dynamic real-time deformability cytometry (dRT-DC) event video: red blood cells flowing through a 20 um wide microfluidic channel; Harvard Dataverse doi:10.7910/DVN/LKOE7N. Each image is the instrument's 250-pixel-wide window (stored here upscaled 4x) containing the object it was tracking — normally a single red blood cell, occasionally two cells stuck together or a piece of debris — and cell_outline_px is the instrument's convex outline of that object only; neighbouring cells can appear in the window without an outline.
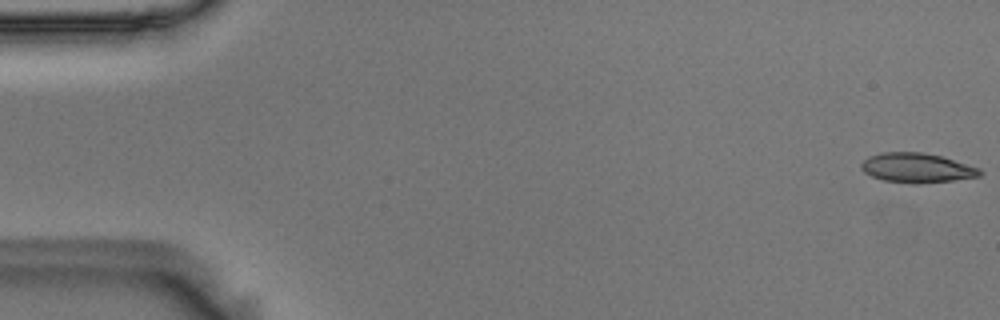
{"species": "Egyptian fruit bat (a non-hibernating species)", "species_latin": "Rousettus aegyptiacus", "temperature_condition": "room temperature", "stored_images_in_passage": 55, "camera_frame_rate_fps": 3000, "um_per_image_px": 0.085, "animal": {"sex": "male"}, "frame": {"image": 1, "passage_image": 1, "time_ms": 0.0, "image_size_px": [1000, 320], "cell_outline_px": [[984, 172], [980, 176], [952, 180], [916, 184], [884, 180], [872, 176], [864, 172], [860, 168], [860, 164], [868, 156], [880, 152], [924, 152], [940, 156], [980, 168]], "centroid_in_image_um": [77.91, 14.26], "position_along_channel_um": 7.1, "area_um2": 20.4}}
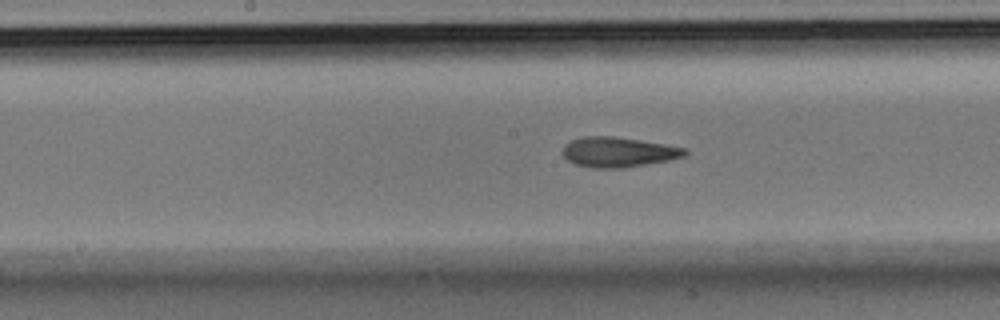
{"frame": {"image": 2, "passage_image": 28, "time_ms": 9.0, "image_size_px": [1000, 320], "cell_outline_px": [[688, 152], [684, 156], [668, 160], [624, 168], [592, 168], [576, 164], [568, 160], [564, 156], [564, 144], [572, 140], [584, 136], [612, 136], [640, 140], [688, 148]], "centroid_in_image_um": [52.57, 12.92], "position_along_channel_um": 195.6, "area_um2": 21.27}}
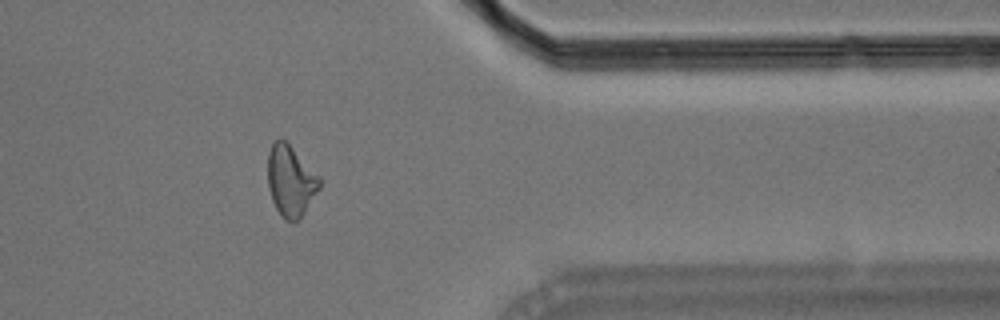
{"frame": {"image": 3, "passage_image": 45, "time_ms": 14.667, "image_size_px": [1000, 320], "cell_outline_px": [[320, 188], [300, 220], [296, 224], [292, 224], [284, 220], [280, 216], [272, 200], [268, 188], [268, 152], [272, 140], [280, 136], [320, 176]], "centroid_in_image_um": [24.69, 15.41], "position_along_channel_um": 386.7, "area_um2": 21.85}, "authors_computed_cell_mechanics": {"area_um2": 20.808, "velocity_mm_per_s": 3.6499, "shape_relaxation_time_tau1_ms": 6.4835, "shape_relaxation_time_tau2_ms": 2.7608, "deformation_change_tau1": 0.1946, "deformation_change_tau2": 0.1197}}